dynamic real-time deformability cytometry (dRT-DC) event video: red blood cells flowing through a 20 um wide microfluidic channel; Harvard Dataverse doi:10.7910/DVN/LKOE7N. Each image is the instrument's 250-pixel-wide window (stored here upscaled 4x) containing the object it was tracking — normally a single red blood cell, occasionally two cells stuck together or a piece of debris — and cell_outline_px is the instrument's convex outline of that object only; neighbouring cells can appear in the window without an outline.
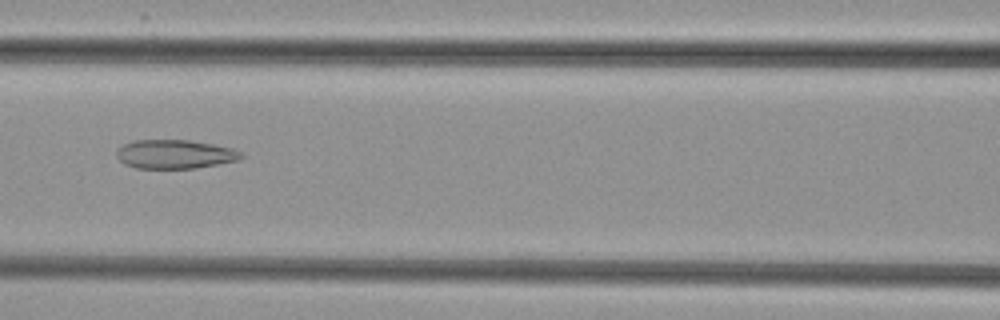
{"species": "common noctule bat (a hibernating species)", "species_latin": "Nyctalus noctula", "temperature_condition": "cold", "stored_images_in_passage": 9, "camera_frame_rate_fps": 3000, "um_per_image_px": 0.085, "animal": {"sex": "female", "body_mass_g": 29.2, "forearm_length_mm": 56.3}, "frame": {"image": 1, "passage_image": 7, "time_ms": 7.0, "image_size_px": [1000, 320], "cell_outline_px": [[244, 156], [240, 160], [196, 168], [136, 168], [124, 164], [116, 156], [116, 148], [132, 140], [188, 140], [212, 144], [232, 148], [244, 152]], "centroid_in_image_um": [14.87, 13.1], "position_along_channel_um": 151.7, "area_um2": 21.15}}
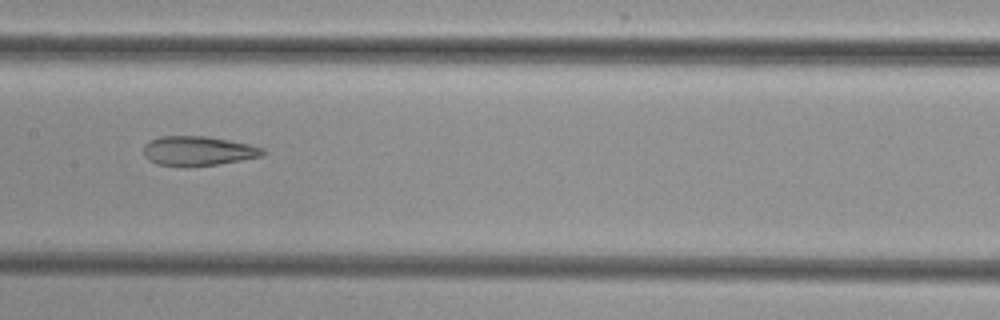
{"frame": {"image": 2, "passage_image": 8, "time_ms": 8.0, "image_size_px": [1000, 320], "cell_outline_px": [[264, 156], [216, 164], [156, 164], [148, 160], [144, 156], [144, 144], [148, 140], [160, 136], [208, 136], [248, 144], [264, 148]], "centroid_in_image_um": [16.82, 12.79], "position_along_channel_um": 190.6, "area_um2": 19.94}}
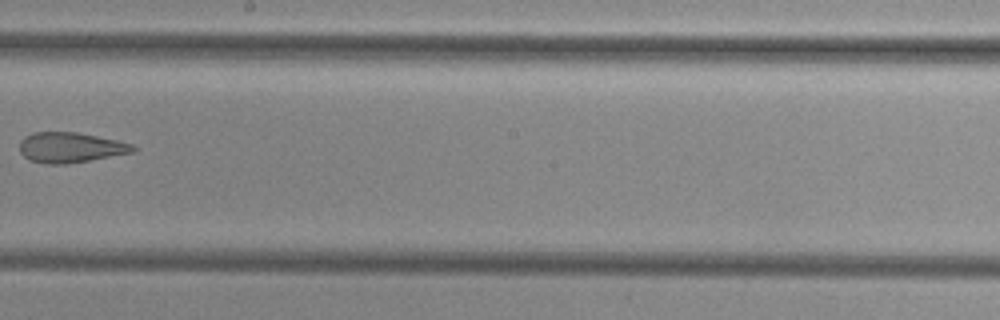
{"frame": {"image": 3, "passage_image": 9, "time_ms": 9.333, "image_size_px": [1000, 320], "cell_outline_px": [[136, 148], [132, 152], [88, 160], [64, 164], [44, 164], [32, 160], [24, 156], [20, 152], [20, 140], [24, 136], [32, 132], [76, 132], [116, 140], [132, 144]], "centroid_in_image_um": [5.93, 12.52], "position_along_channel_um": 242.3, "area_um2": 19.71}}